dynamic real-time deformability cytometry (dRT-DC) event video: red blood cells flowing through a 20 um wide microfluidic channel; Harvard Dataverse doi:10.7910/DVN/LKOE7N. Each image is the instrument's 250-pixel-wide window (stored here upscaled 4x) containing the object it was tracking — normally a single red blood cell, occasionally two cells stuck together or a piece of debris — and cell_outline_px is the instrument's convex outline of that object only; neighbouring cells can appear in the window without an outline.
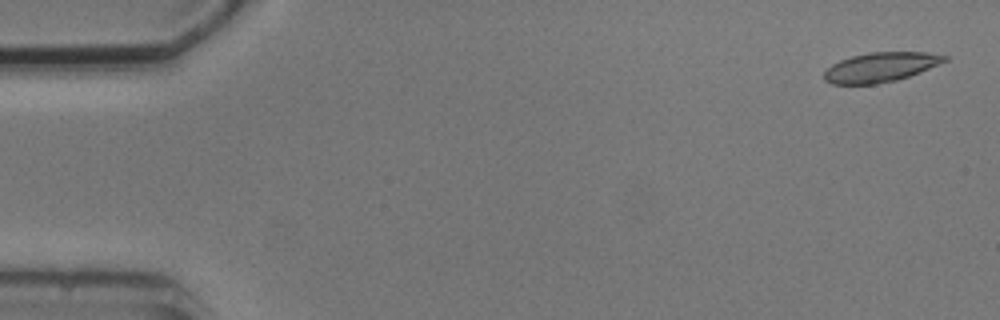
{"species": "common noctule bat (a hibernating species)", "species_latin": "Nyctalus noctula", "temperature_condition": "cold", "stored_images_in_passage": 5, "camera_frame_rate_fps": 3000, "um_per_image_px": 0.085, "animal": {"sex": "male", "body_mass_g": 20.5, "forearm_length_mm": 52.5}, "frame": {"image": 1, "passage_image": 1, "time_ms": 0.0, "image_size_px": [1000, 320], "cell_outline_px": [[948, 60], [920, 72], [896, 80], [876, 84], [832, 84], [824, 80], [824, 72], [832, 64], [840, 60], [852, 56], [868, 52], [924, 52], [948, 56]], "centroid_in_image_um": [74.83, 5.71], "position_along_channel_um": 10.2, "area_um2": 20.63}}
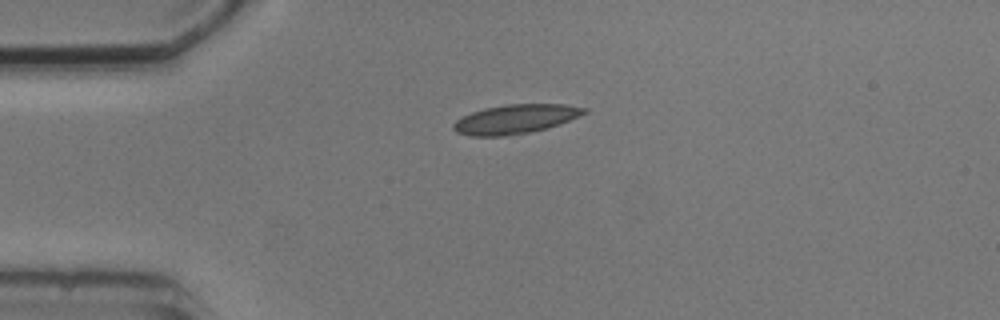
{"frame": {"image": 2, "passage_image": 4, "time_ms": 3.667, "image_size_px": [1000, 320], "cell_outline_px": [[588, 112], [580, 116], [560, 124], [548, 128], [528, 132], [504, 136], [472, 136], [456, 132], [452, 128], [452, 124], [456, 120], [472, 112], [484, 108], [504, 104], [564, 104], [588, 108]], "centroid_in_image_um": [43.83, 10.11], "position_along_channel_um": 41.2, "area_um2": 22.31}}